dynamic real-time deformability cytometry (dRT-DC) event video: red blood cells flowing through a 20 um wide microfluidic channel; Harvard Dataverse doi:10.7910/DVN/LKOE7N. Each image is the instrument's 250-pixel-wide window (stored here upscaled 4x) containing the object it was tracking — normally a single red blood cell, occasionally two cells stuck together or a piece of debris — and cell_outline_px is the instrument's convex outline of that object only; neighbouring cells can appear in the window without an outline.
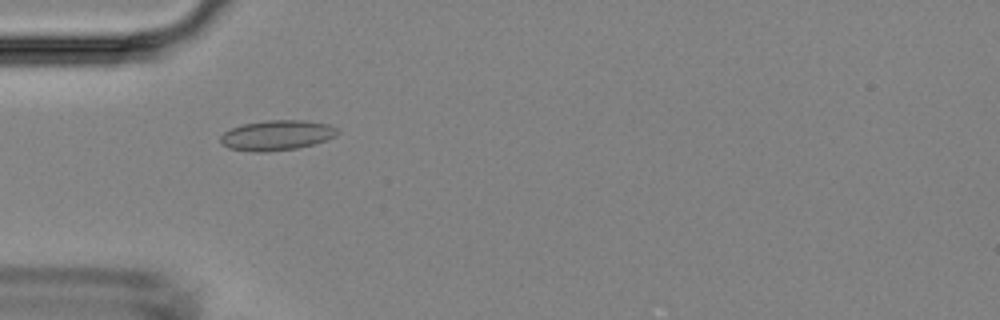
{"species": "Egyptian fruit bat (a non-hibernating species)", "species_latin": "Rousettus aegyptiacus", "temperature_condition": "room temperature", "stored_images_in_passage": 49, "camera_frame_rate_fps": 3000, "um_per_image_px": 0.085, "animal": {"sex": "female"}, "frame": {"image": 1, "passage_image": 15, "time_ms": 4.667, "image_size_px": [1000, 320], "cell_outline_px": [[340, 132], [336, 136], [312, 144], [296, 148], [268, 152], [252, 152], [228, 148], [220, 144], [220, 136], [224, 132], [232, 128], [244, 124], [268, 120], [308, 120], [328, 124], [340, 128]], "centroid_in_image_um": [23.54, 11.5], "position_along_channel_um": 61.5, "area_um2": 20.69}}
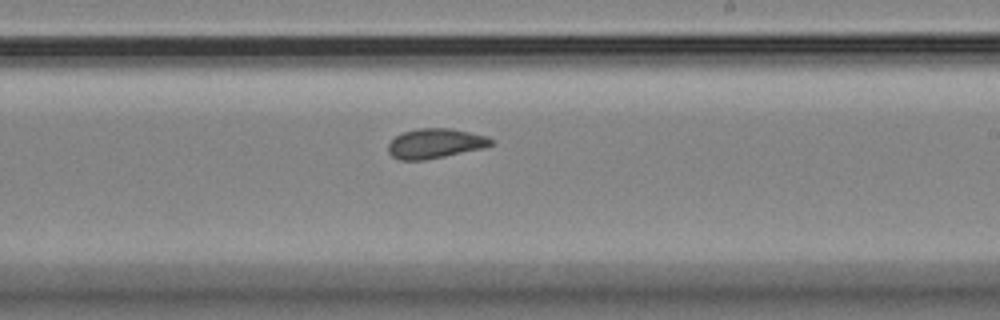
{"frame": {"image": 2, "passage_image": 29, "time_ms": 9.333, "image_size_px": [1000, 320], "cell_outline_px": [[496, 140], [492, 144], [484, 148], [424, 160], [400, 160], [392, 156], [388, 152], [388, 144], [396, 136], [404, 132], [420, 128], [448, 128], [488, 136]], "centroid_in_image_um": [37.01, 12.19], "position_along_channel_um": 252.0, "area_um2": 17.74}}
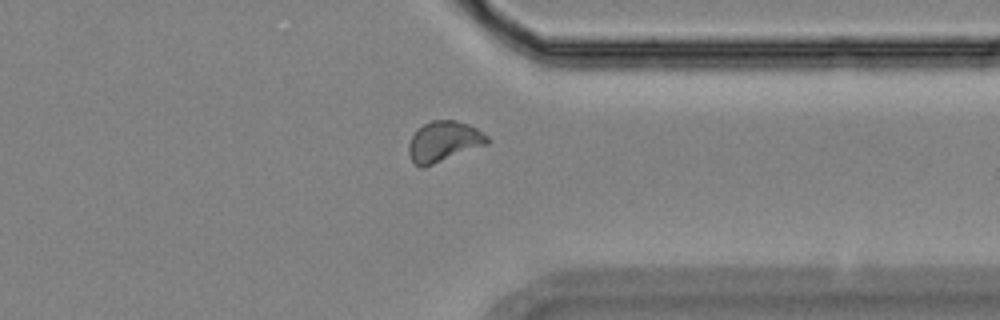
{"frame": {"image": 3, "passage_image": 38, "time_ms": 12.333, "image_size_px": [1000, 320], "cell_outline_px": [[488, 144], [424, 168], [420, 168], [412, 160], [408, 152], [408, 144], [416, 128], [432, 120], [456, 120], [468, 124], [476, 128], [488, 136]], "centroid_in_image_um": [37.7, 12.03], "position_along_channel_um": 373.7, "area_um2": 18.67}}